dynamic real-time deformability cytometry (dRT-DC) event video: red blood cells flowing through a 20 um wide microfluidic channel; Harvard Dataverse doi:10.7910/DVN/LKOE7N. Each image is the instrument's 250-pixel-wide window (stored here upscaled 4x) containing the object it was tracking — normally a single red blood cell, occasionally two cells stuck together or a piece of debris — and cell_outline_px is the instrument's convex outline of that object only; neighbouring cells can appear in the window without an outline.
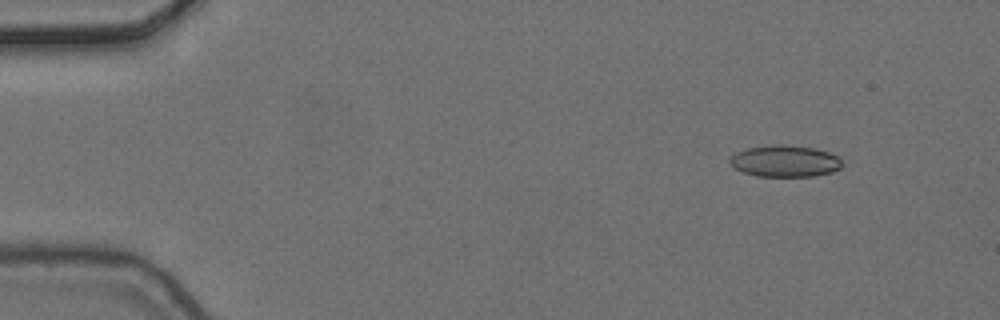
{"species": "common noctule bat (a hibernating species)", "species_latin": "Nyctalus noctula", "temperature_condition": "cold", "stored_images_in_passage": 4, "camera_frame_rate_fps": 3000, "um_per_image_px": 0.085, "animal": {"sex": "female", "body_mass_g": 24.6, "forearm_length_mm": 56.2}, "frame": {"image": 1, "passage_image": 2, "time_ms": 0.333, "image_size_px": [1000, 320], "cell_outline_px": [[844, 164], [840, 168], [832, 172], [812, 176], [756, 176], [744, 172], [736, 168], [728, 160], [736, 152], [748, 148], [776, 144], [784, 144], [816, 148], [828, 152], [836, 156]], "centroid_in_image_um": [66.74, 13.69], "position_along_channel_um": 18.3, "area_um2": 20.58}}